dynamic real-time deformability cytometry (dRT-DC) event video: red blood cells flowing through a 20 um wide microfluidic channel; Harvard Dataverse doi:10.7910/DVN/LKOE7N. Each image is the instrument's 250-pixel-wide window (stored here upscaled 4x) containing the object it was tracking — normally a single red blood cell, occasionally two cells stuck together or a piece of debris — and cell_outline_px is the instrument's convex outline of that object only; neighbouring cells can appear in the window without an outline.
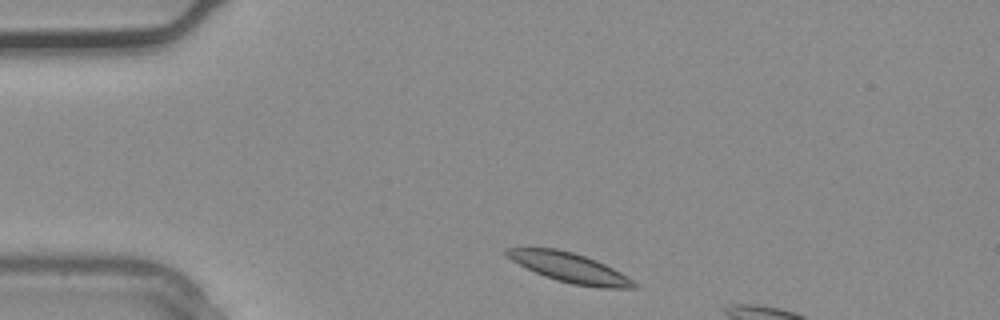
{"species": "common noctule bat (a hibernating species)", "species_latin": "Nyctalus noctula", "temperature_condition": "warm", "stored_images_in_passage": 3, "segment_of_instrument_passage": [2, 2], "camera_frame_rate_fps": 3000, "um_per_image_px": 0.085, "animal": {"sex": "male", "body_mass_g": 20.4}, "frame": {"image": 1, "passage_image": 3, "time_ms": 0.667, "image_size_px": [1000, 320], "cell_outline_px": [[640, 288], [600, 288], [572, 284], [556, 280], [544, 276], [512, 260], [504, 252], [504, 248], [556, 248], [572, 252], [596, 260], [628, 276]], "centroid_in_image_um": [48.45, 22.76], "position_along_channel_um": 36.5, "area_um2": 21.68}}